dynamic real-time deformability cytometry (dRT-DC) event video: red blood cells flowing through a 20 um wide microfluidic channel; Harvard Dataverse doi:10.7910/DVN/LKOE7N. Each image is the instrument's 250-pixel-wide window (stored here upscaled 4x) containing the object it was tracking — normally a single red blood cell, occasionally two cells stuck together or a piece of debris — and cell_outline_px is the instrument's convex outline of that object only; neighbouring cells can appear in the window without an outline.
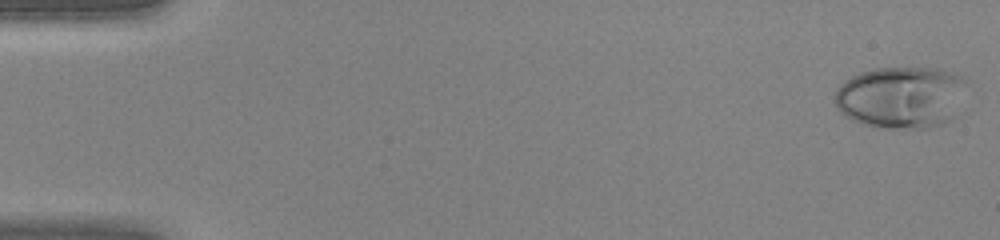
{"species": "human", "species_latin": "Homo sapiens", "temperature_condition": "warm", "stored_images_in_passage": 45, "camera_frame_rate_fps": 3000, "um_per_image_px": 0.085, "donor": {"sex": "female"}, "frame": {"image": 1, "passage_image": 1, "time_ms": 0.0, "image_size_px": [1000, 240], "cell_outline_px": [[968, 80], [952, 120], [944, 124], [928, 128], [880, 128], [864, 124], [852, 120], [844, 116], [836, 108], [836, 88], [840, 84], [852, 76], [860, 72], [876, 68], [940, 68], [956, 72]], "centroid_in_image_um": [76.61, 8.26], "position_along_channel_um": 8.4, "area_um2": 48.09}}
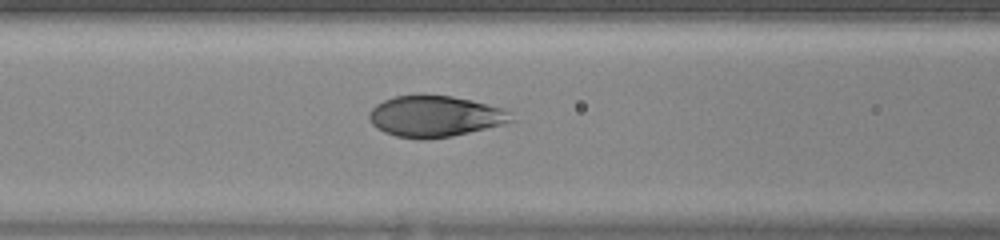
{"frame": {"image": 2, "passage_image": 19, "time_ms": 6.0, "image_size_px": [1000, 240], "cell_outline_px": [[516, 120], [504, 124], [452, 136], [420, 140], [396, 136], [384, 132], [376, 128], [372, 124], [368, 116], [372, 108], [376, 104], [384, 100], [396, 96], [452, 96], [472, 100], [500, 108], [512, 112]], "centroid_in_image_um": [36.99, 9.9], "position_along_channel_um": 129.6, "area_um2": 33.87}}
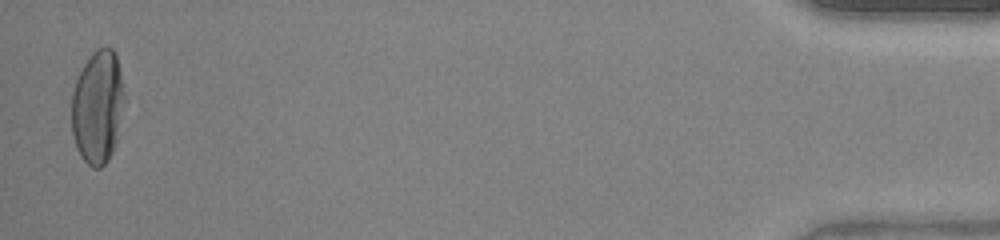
{"frame": {"image": 3, "passage_image": 44, "time_ms": 14.333, "image_size_px": [1000, 240], "cell_outline_px": [[124, 100], [116, 144], [108, 160], [100, 168], [92, 168], [80, 156], [76, 148], [72, 132], [72, 92], [76, 80], [84, 64], [92, 52], [96, 48], [112, 48], [116, 56], [120, 72]], "centroid_in_image_um": [8.28, 9.12], "position_along_channel_um": 426.9, "area_um2": 34.68}}